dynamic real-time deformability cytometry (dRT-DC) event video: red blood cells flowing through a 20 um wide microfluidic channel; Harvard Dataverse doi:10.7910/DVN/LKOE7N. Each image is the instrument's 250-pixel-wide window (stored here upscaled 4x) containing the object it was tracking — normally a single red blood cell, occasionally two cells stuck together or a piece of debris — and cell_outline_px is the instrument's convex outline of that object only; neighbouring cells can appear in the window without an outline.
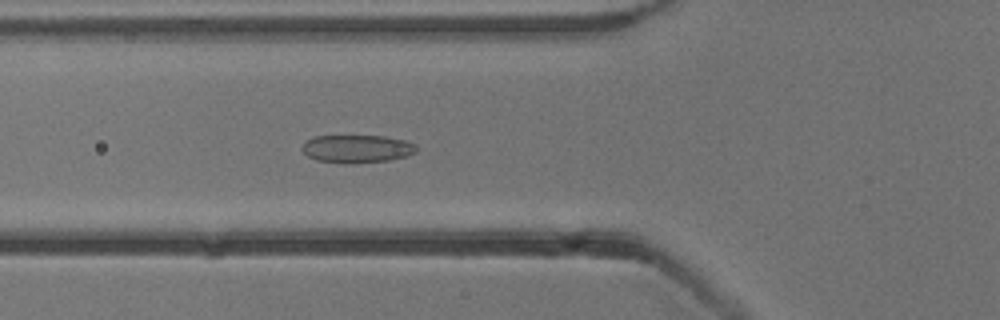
{"species": "common noctule bat (a hibernating species)", "species_latin": "Nyctalus noctula", "temperature_condition": "cold", "stored_images_in_passage": 40, "camera_frame_rate_fps": 3000, "um_per_image_px": 0.085, "animal": {"sex": "male", "body_mass_g": 13.3}, "frame": {"image": 1, "passage_image": 6, "time_ms": 1.667, "image_size_px": [1000, 320], "cell_outline_px": [[416, 152], [408, 156], [388, 160], [352, 164], [316, 160], [308, 156], [300, 148], [308, 140], [316, 136], [384, 136], [404, 140], [416, 144]], "centroid_in_image_um": [30.36, 12.65], "position_along_channel_um": 95.4, "area_um2": 18.55}}
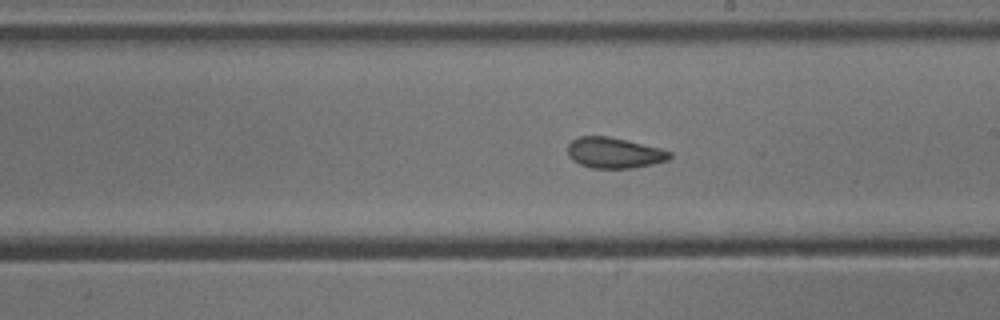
{"frame": {"image": 2, "passage_image": 17, "time_ms": 5.333, "image_size_px": [1000, 320], "cell_outline_px": [[672, 156], [668, 160], [652, 164], [632, 168], [592, 168], [580, 164], [572, 160], [568, 156], [568, 144], [572, 140], [580, 136], [608, 136], [660, 148], [672, 152]], "centroid_in_image_um": [52.2, 12.99], "position_along_channel_um": 236.8, "area_um2": 18.21}}
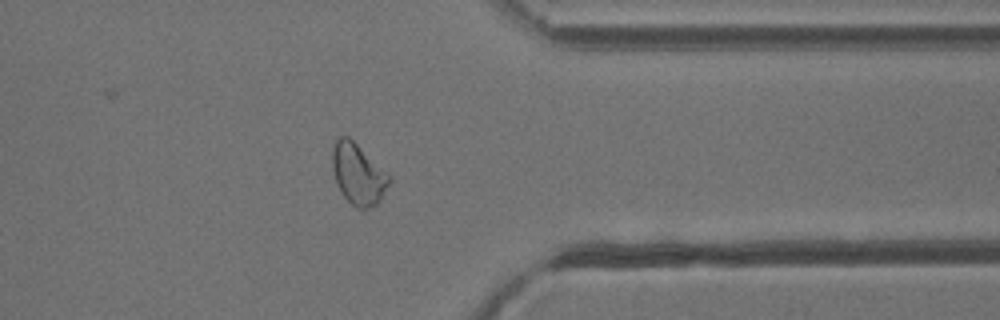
{"frame": {"image": 3, "passage_image": 29, "time_ms": 9.333, "image_size_px": [1000, 320], "cell_outline_px": [[392, 180], [380, 200], [376, 204], [368, 208], [360, 208], [352, 204], [344, 196], [336, 184], [332, 168], [332, 148], [336, 140], [340, 136], [348, 136], [388, 172], [392, 176]], "centroid_in_image_um": [30.45, 14.78], "position_along_channel_um": 380.9, "area_um2": 20.23}, "authors_computed_cell_mechanics": {"area_um2": 18.6694, "velocity_mm_per_s": 3.8298, "shape_relaxation_time_tau1_ms": 5.2741, "shape_relaxation_time_tau2_ms": 1.9844, "deformation_change_tau1": 0.1324, "deformation_change_tau2": 0.0834}}